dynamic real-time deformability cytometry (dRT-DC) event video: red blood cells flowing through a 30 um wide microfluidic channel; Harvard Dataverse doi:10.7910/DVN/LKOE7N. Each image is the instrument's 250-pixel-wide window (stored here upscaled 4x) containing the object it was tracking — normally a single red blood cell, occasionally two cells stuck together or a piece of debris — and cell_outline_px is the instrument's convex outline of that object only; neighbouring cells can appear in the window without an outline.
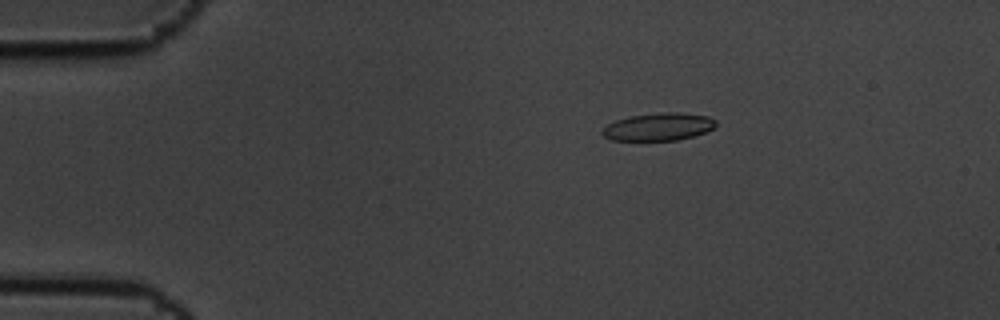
{"species": "common noctule bat (a hibernating species)", "species_latin": "Nyctalus noctula", "temperature_condition": "cold", "stored_images_in_passage": 5, "camera_frame_rate_fps": 3000, "um_per_image_px": 0.085, "animal": {"sex": "male", "body_mass_g": 19.5, "forearm_length_mm": 54.6}, "frame": {"image": 1, "passage_image": 3, "time_ms": 0.667, "image_size_px": [1000, 320], "cell_outline_px": [[716, 128], [692, 136], [676, 140], [612, 140], [604, 136], [600, 132], [608, 124], [616, 120], [628, 116], [664, 112], [676, 112], [708, 116], [716, 120]], "centroid_in_image_um": [55.98, 10.77], "position_along_channel_um": 29.0, "area_um2": 18.21}}